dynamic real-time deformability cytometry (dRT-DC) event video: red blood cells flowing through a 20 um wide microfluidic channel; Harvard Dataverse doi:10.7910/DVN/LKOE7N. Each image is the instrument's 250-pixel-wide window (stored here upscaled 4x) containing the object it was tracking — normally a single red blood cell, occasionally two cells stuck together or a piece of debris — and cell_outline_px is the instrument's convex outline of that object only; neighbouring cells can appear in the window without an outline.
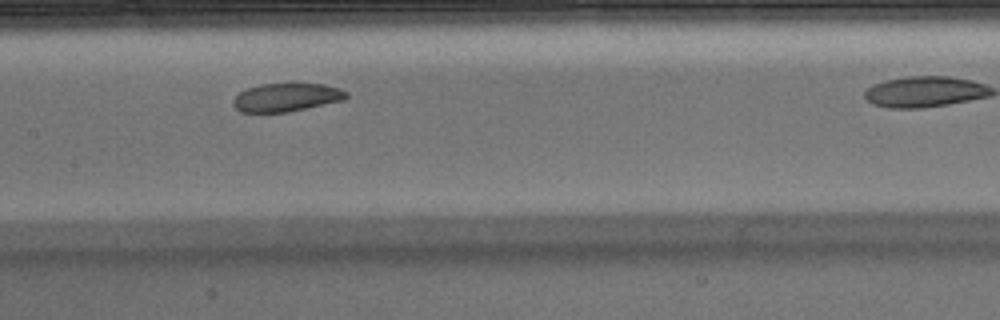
{"species": "Egyptian fruit bat (a non-hibernating species)", "species_latin": "Rousettus aegyptiacus", "temperature_condition": "warm", "stored_images_in_passage": 29, "camera_frame_rate_fps": 3000, "um_per_image_px": 0.085, "animal": {"sex": "male"}, "frame": {"image": 1, "passage_image": 13, "time_ms": 4.0, "image_size_px": [1000, 320], "cell_outline_px": [[348, 96], [344, 100], [288, 112], [240, 112], [232, 104], [232, 100], [240, 92], [248, 88], [260, 84], [324, 84], [340, 88], [348, 92]], "centroid_in_image_um": [24.36, 8.28], "position_along_channel_um": 183.0, "area_um2": 18.61}}